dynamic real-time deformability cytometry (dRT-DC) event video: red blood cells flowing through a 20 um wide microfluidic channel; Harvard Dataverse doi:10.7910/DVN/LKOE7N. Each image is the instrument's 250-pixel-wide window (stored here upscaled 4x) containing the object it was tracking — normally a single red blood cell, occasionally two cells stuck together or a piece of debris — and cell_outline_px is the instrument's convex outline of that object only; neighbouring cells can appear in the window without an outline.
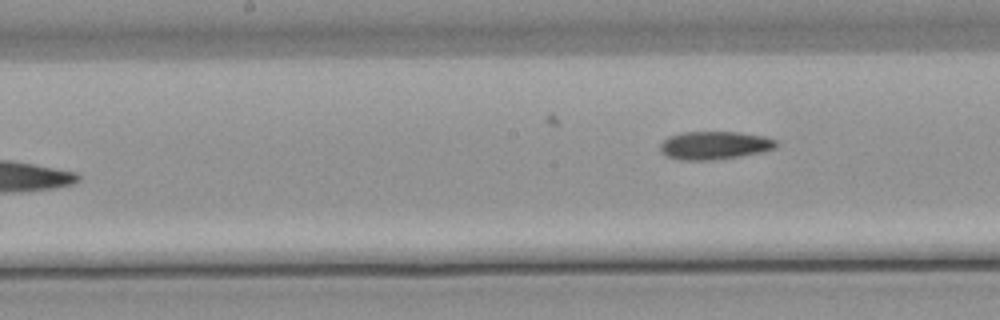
{"species": "common noctule bat (a hibernating species)", "species_latin": "Nyctalus noctula", "temperature_condition": "warm", "stored_images_in_passage": 9, "camera_frame_rate_fps": 3000, "um_per_image_px": 0.085, "animal": {"sex": "male", "body_mass_g": 21.5, "forearm_length_mm": 52.0}, "frame": {"image": 1, "passage_image": 9, "time_ms": 9.667, "image_size_px": [1000, 320], "cell_outline_px": [[780, 144], [776, 148], [764, 152], [740, 156], [712, 160], [680, 160], [664, 156], [660, 152], [660, 144], [668, 136], [684, 132], [736, 132], [764, 136], [776, 140]], "centroid_in_image_um": [60.74, 12.36], "position_along_channel_um": 187.5, "area_um2": 19.25}}